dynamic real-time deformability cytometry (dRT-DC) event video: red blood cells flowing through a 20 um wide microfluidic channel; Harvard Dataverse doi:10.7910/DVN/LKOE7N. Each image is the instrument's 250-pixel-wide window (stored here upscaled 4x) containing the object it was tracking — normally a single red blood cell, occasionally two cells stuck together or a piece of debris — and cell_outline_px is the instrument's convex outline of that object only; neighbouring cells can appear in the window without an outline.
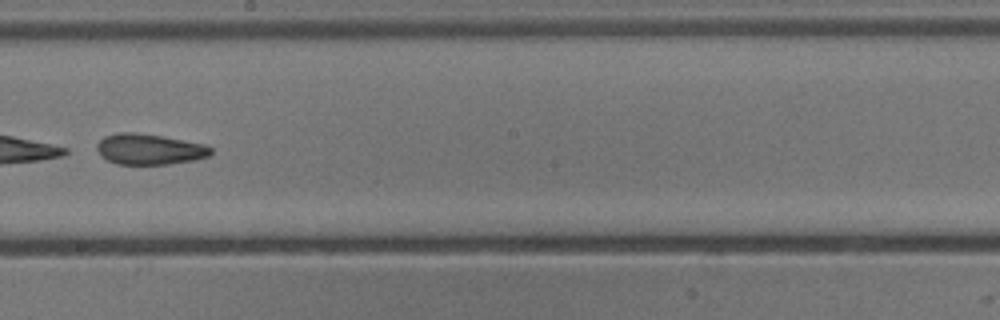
{"species": "common noctule bat (a hibernating species)", "species_latin": "Nyctalus noctula", "temperature_condition": "cold", "stored_images_in_passage": 52, "camera_frame_rate_fps": 3000, "um_per_image_px": 0.085, "animal": {"sex": "male", "body_mass_g": 13.3}, "frame": {"image": 1, "passage_image": 30, "time_ms": 9.667, "image_size_px": [1000, 320], "cell_outline_px": [[212, 152], [208, 156], [192, 160], [168, 164], [116, 164], [100, 156], [96, 148], [96, 144], [104, 136], [116, 132], [136, 132], [164, 136], [204, 144], [212, 148]], "centroid_in_image_um": [12.65, 12.67], "position_along_channel_um": 235.5, "area_um2": 20.52}}